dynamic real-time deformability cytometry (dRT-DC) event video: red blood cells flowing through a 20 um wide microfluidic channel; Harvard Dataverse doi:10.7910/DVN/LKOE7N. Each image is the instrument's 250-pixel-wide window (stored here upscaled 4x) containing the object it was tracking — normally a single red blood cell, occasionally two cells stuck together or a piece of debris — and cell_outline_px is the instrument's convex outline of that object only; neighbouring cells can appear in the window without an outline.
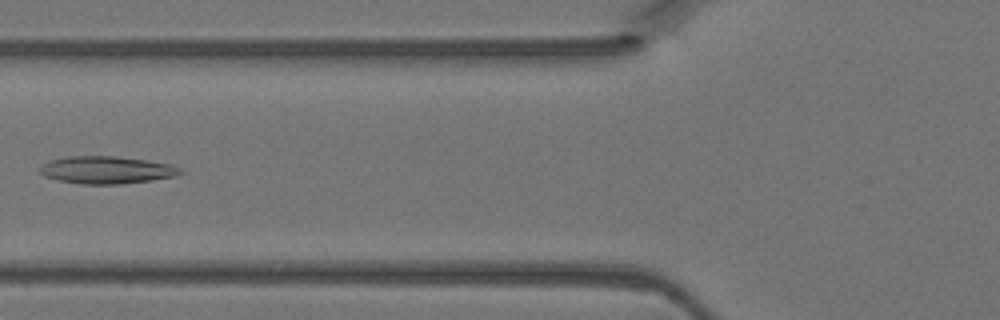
{"species": "Egyptian fruit bat (a non-hibernating species)", "species_latin": "Rousettus aegyptiacus", "temperature_condition": "warm", "stored_images_in_passage": 3, "camera_frame_rate_fps": 3000, "um_per_image_px": 0.085, "animal": {"sex": "female"}, "frame": {"image": 1, "passage_image": 3, "time_ms": 0.667, "image_size_px": [1000, 320], "cell_outline_px": [[184, 172], [176, 176], [152, 180], [120, 184], [80, 184], [60, 180], [44, 176], [40, 172], [40, 168], [44, 164], [52, 160], [68, 156], [116, 156], [148, 160], [172, 164], [180, 168]], "centroid_in_image_um": [9.12, 14.44], "position_along_channel_um": 116.7, "area_um2": 22.43}}